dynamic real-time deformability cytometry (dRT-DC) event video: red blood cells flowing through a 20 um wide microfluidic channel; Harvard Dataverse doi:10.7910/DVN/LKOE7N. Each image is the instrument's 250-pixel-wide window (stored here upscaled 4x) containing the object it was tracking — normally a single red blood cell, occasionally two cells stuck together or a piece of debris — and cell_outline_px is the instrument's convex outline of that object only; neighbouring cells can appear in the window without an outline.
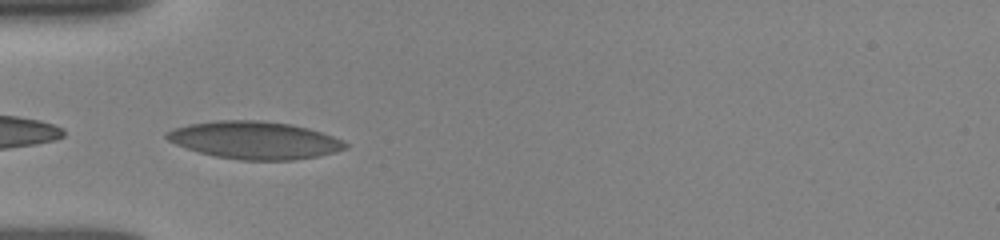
{"species": "human", "species_latin": "Homo sapiens", "temperature_condition": "room temperature", "stored_images_in_passage": 31, "camera_frame_rate_fps": 3000, "um_per_image_px": 0.085, "donor": {"sex": "female"}, "frame": {"image": 1, "passage_image": 1, "time_ms": 0.0, "image_size_px": [1000, 240], "cell_outline_px": [[348, 148], [336, 152], [316, 156], [292, 160], [240, 160], [216, 156], [200, 152], [176, 144], [168, 140], [164, 136], [164, 132], [172, 128], [188, 124], [216, 120], [260, 120], [292, 124], [308, 128], [344, 140], [348, 144]], "centroid_in_image_um": [21.64, 11.9], "position_along_channel_um": 63.4, "area_um2": 39.19}}
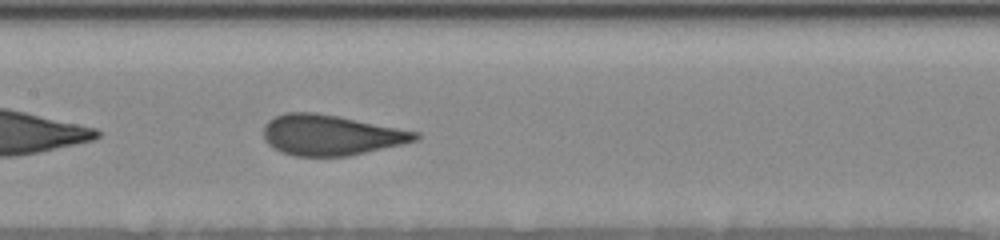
{"frame": {"image": 2, "passage_image": 10, "time_ms": 3.0, "image_size_px": [1000, 240], "cell_outline_px": [[420, 136], [416, 140], [400, 144], [348, 156], [296, 156], [280, 152], [268, 144], [264, 140], [264, 124], [268, 120], [284, 112], [316, 112], [420, 132]], "centroid_in_image_um": [28.07, 11.47], "position_along_channel_um": 179.3, "area_um2": 35.6}}
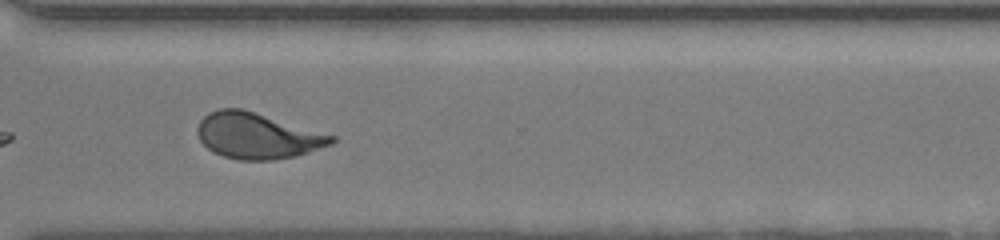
{"frame": {"image": 3, "passage_image": 23, "time_ms": 7.333, "image_size_px": [1000, 240], "cell_outline_px": [[336, 140], [332, 144], [296, 156], [272, 160], [236, 160], [212, 152], [200, 140], [196, 132], [196, 128], [200, 120], [208, 112], [220, 108], [244, 108], [336, 136]], "centroid_in_image_um": [21.86, 11.53], "position_along_channel_um": 348.7, "area_um2": 36.13}, "authors_computed_cell_mechanics": {"area_um2": 35.7204, "velocity_mm_per_s": 3.9193, "shape_relaxation_time_tau1_ms": 4.6112, "shape_relaxation_time_tau2_ms": null, "deformation_change_tau1": 0.1732, "deformation_change_tau2": null}}